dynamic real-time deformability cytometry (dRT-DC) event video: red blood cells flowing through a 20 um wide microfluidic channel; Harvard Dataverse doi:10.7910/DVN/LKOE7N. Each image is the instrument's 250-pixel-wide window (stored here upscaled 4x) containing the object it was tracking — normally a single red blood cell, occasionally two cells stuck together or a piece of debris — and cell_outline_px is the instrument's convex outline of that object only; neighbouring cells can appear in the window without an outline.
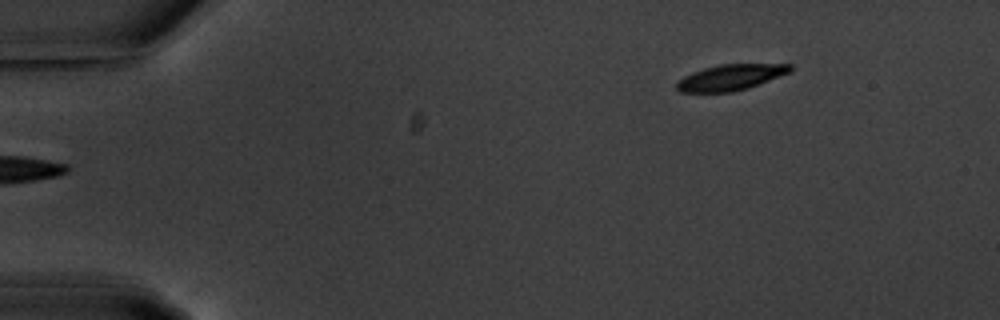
{"species": "common noctule bat (a hibernating species)", "species_latin": "Nyctalus noctula", "temperature_condition": "warm", "stored_images_in_passage": 5, "segment_of_instrument_passage": [2, 2], "camera_frame_rate_fps": 3000, "um_per_image_px": 0.085, "animal": {"sex": "male", "body_mass_g": 20.1, "forearm_length_mm": 53.5}, "frame": {"image": 1, "passage_image": 5, "time_ms": 4.667, "image_size_px": [1000, 320], "cell_outline_px": [[792, 72], [748, 88], [732, 92], [680, 92], [676, 88], [676, 84], [684, 76], [692, 72], [704, 68], [720, 64], [792, 64]], "centroid_in_image_um": [62.13, 6.57], "position_along_channel_um": 22.9, "area_um2": 17.11}}